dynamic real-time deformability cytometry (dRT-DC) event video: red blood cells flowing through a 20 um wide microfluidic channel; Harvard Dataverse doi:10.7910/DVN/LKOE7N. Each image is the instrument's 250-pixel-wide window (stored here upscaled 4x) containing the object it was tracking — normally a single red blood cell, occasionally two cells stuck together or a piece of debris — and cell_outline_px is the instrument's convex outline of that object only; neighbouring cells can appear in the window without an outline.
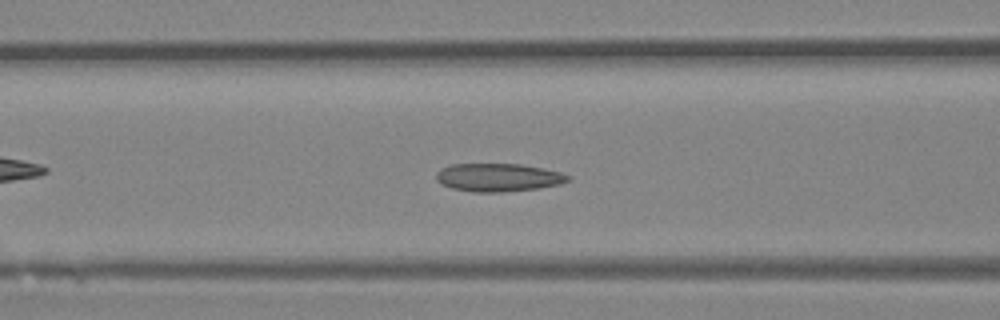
{"species": "Egyptian fruit bat (a non-hibernating species)", "species_latin": "Rousettus aegyptiacus", "temperature_condition": "room temperature", "stored_images_in_passage": 47, "camera_frame_rate_fps": 3000, "um_per_image_px": 0.085, "animal": {"sex": "female"}, "frame": {"image": 1, "passage_image": 18, "time_ms": 5.667, "image_size_px": [1000, 320], "cell_outline_px": [[572, 180], [560, 184], [536, 188], [504, 192], [472, 192], [452, 188], [440, 184], [436, 180], [436, 172], [440, 168], [452, 164], [520, 164], [544, 168], [560, 172], [572, 176]], "centroid_in_image_um": [42.35, 15.08], "position_along_channel_um": 124.3, "area_um2": 21.79}}
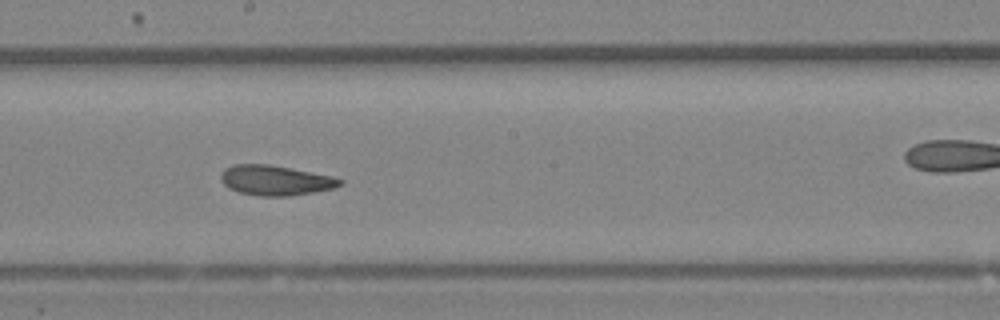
{"frame": {"image": 2, "passage_image": 25, "time_ms": 8.0, "image_size_px": [1000, 320], "cell_outline_px": [[344, 184], [332, 188], [312, 192], [288, 196], [260, 196], [240, 192], [228, 188], [220, 180], [220, 176], [224, 168], [232, 164], [268, 164], [332, 176], [344, 180]], "centroid_in_image_um": [23.38, 15.32], "position_along_channel_um": 224.8, "area_um2": 20.75}}
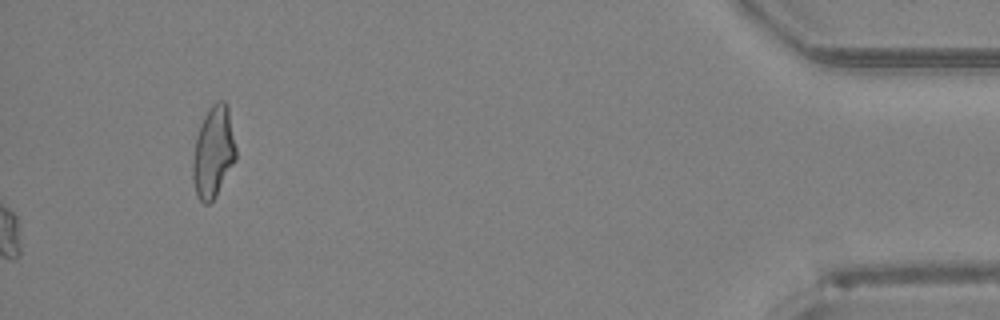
{"frame": {"image": 3, "passage_image": 47, "time_ms": 15.333, "image_size_px": [1000, 320], "cell_outline_px": [[236, 160], [216, 196], [208, 204], [204, 204], [196, 196], [192, 176], [192, 164], [196, 136], [200, 124], [208, 108], [216, 100], [224, 100], [228, 104], [236, 148]], "centroid_in_image_um": [18.13, 12.9], "position_along_channel_um": 417.1, "area_um2": 23.29}, "authors_computed_cell_mechanics": {"area_um2": 21.7906, "velocity_mm_per_s": 4.3308, "shape_relaxation_time_tau1_ms": null, "shape_relaxation_time_tau2_ms": 1.8396, "deformation_change_tau1": null, "deformation_change_tau2": 0.071}}